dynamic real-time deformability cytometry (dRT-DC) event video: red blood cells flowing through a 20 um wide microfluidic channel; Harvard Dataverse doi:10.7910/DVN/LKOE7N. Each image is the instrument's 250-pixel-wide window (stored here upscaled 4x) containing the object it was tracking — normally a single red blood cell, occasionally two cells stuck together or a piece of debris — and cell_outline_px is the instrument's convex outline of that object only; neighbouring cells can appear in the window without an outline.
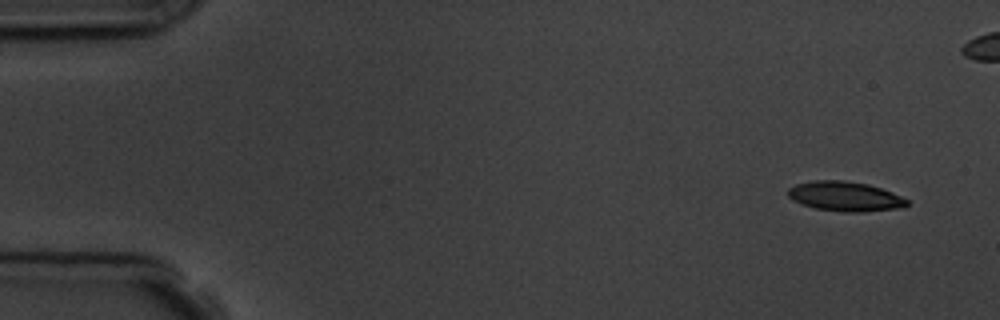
{"species": "common noctule bat (a hibernating species)", "species_latin": "Nyctalus noctula", "temperature_condition": "room temperature", "stored_images_in_passage": 7, "camera_frame_rate_fps": 3000, "um_per_image_px": 0.085, "animal": {"sex": "male", "body_mass_g": 19.5, "forearm_length_mm": 54.6}, "frame": {"image": 1, "passage_image": 1, "time_ms": 0.0, "image_size_px": [1000, 320], "cell_outline_px": [[908, 204], [904, 208], [860, 212], [844, 212], [816, 208], [800, 204], [792, 200], [788, 196], [788, 188], [796, 184], [812, 180], [844, 180], [868, 184], [892, 192], [908, 200]], "centroid_in_image_um": [71.82, 16.69], "position_along_channel_um": 13.2, "area_um2": 20.69}}